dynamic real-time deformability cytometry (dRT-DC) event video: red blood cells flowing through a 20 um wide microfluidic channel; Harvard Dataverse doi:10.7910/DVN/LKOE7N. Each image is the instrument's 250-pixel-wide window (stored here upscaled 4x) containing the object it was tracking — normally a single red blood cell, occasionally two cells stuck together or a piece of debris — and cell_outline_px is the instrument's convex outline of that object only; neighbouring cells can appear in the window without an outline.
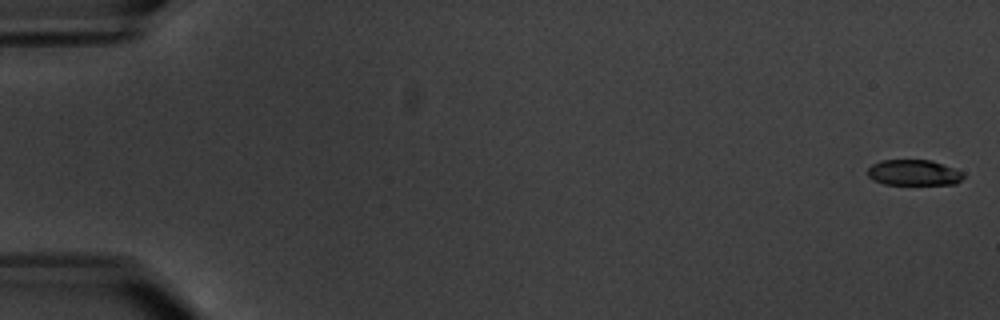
{"species": "common noctule bat (a hibernating species)", "species_latin": "Nyctalus noctula", "temperature_condition": "warm", "stored_images_in_passage": 6, "camera_frame_rate_fps": 3000, "um_per_image_px": 0.085, "animal": {"sex": "male", "body_mass_g": 20.1, "forearm_length_mm": 53.5}, "frame": {"image": 1, "passage_image": 1, "time_ms": 0.0, "image_size_px": [1000, 320], "cell_outline_px": [[964, 176], [956, 184], [884, 184], [872, 180], [868, 176], [868, 168], [872, 164], [880, 160], [932, 160], [964, 172]], "centroid_in_image_um": [77.66, 14.67], "position_along_channel_um": 7.3, "area_um2": 14.39}}